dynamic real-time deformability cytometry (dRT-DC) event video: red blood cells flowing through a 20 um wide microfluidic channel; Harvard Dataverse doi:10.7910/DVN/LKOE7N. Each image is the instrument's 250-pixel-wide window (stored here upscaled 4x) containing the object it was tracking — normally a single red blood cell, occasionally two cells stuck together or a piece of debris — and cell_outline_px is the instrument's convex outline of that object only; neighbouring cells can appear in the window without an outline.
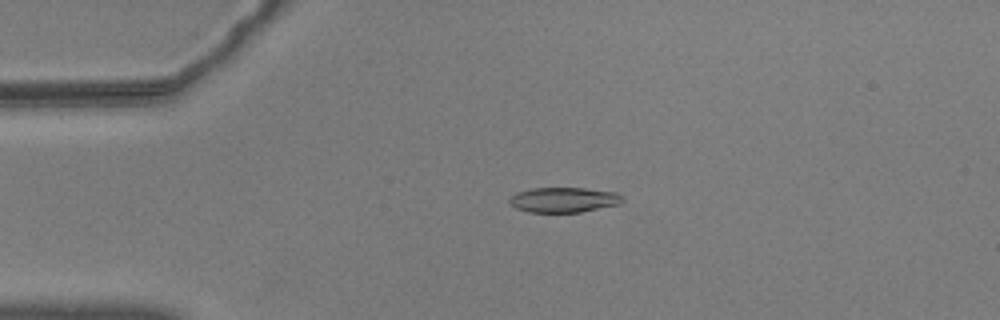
{"species": "common noctule bat (a hibernating species)", "species_latin": "Nyctalus noctula", "temperature_condition": "warm", "stored_images_in_passage": 56, "camera_frame_rate_fps": 3000, "um_per_image_px": 0.085, "animal": {"sex": "male", "body_mass_g": 20.5, "forearm_length_mm": 52.5}, "frame": {"image": 1, "passage_image": 12, "time_ms": 3.667, "image_size_px": [1000, 320], "cell_outline_px": [[624, 200], [620, 204], [580, 212], [528, 212], [516, 208], [508, 200], [516, 192], [532, 188], [584, 188], [616, 192], [624, 196]], "centroid_in_image_um": [47.95, 16.98], "position_along_channel_um": 37.1, "area_um2": 16.53}}
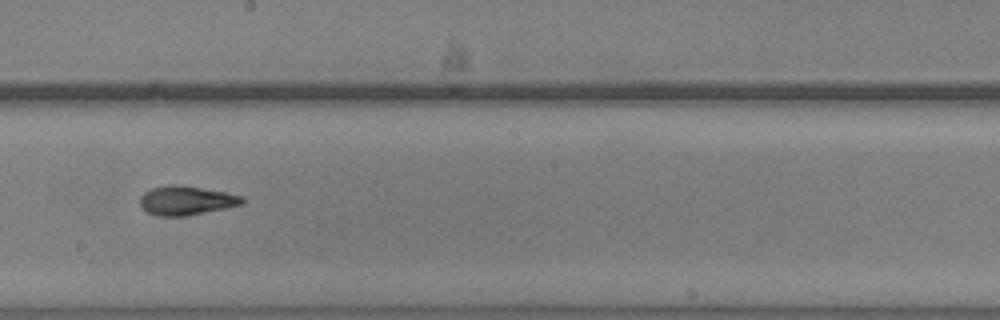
{"frame": {"image": 2, "passage_image": 31, "time_ms": 10.0, "image_size_px": [1000, 320], "cell_outline_px": [[244, 204], [184, 216], [156, 216], [148, 212], [140, 204], [140, 196], [144, 192], [152, 188], [172, 184], [180, 184], [228, 192], [240, 196], [244, 200]], "centroid_in_image_um": [15.82, 17.03], "position_along_channel_um": 232.4, "area_um2": 17.28}}
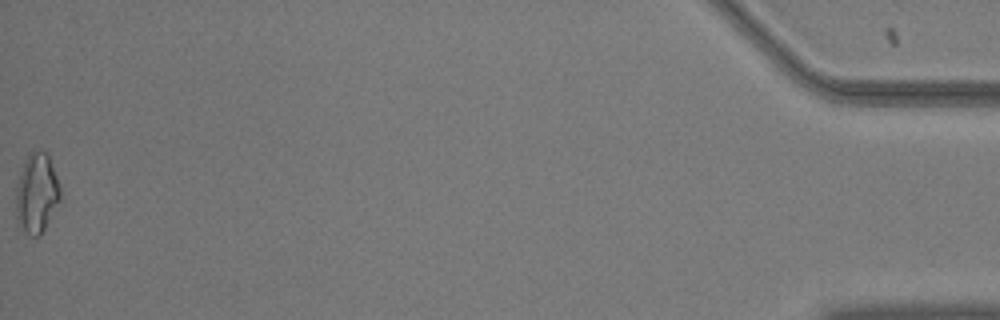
{"frame": {"image": 3, "passage_image": 56, "time_ms": 18.333, "image_size_px": [1000, 320], "cell_outline_px": [[60, 200], [40, 236], [32, 236], [24, 228], [16, 216], [16, 188], [20, 172], [28, 152], [32, 148], [48, 152], [60, 184]], "centroid_in_image_um": [3.14, 16.32], "position_along_channel_um": 432.1, "area_um2": 20.58}, "authors_computed_cell_mechanics": {"area_um2": 16.9932, "velocity_mm_per_s": 3.5995, "shape_relaxation_time_tau1_ms": 9.225, "shape_relaxation_time_tau2_ms": 1.5478, "deformation_change_tau1": 0.2451, "deformation_change_tau2": 0.0816}}